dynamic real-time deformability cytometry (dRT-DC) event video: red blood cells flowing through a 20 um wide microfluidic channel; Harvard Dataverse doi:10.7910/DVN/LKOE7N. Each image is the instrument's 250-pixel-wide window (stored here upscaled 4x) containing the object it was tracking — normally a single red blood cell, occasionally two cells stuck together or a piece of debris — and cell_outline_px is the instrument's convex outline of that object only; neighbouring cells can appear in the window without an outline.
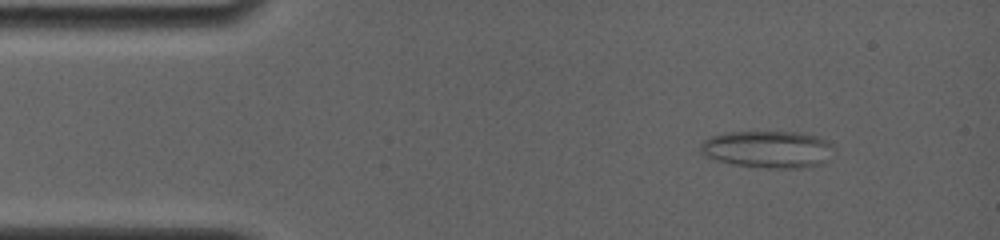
{"species": "common noctule bat (a hibernating species)", "species_latin": "Nyctalus noctula", "temperature_condition": "room temperature", "stored_images_in_passage": 17, "camera_frame_rate_fps": 4000, "um_per_image_px": 0.085, "animal": {"sex": "female", "body_mass_g": 19.0, "forearm_length_mm": 56.7}, "frame": {"image": 1, "passage_image": 4, "time_ms": 1.75, "image_size_px": [1000, 240], "cell_outline_px": [[832, 148], [828, 160], [824, 164], [800, 168], [768, 168], [732, 164], [716, 160], [700, 152], [700, 144], [704, 140], [712, 136], [724, 132], [800, 132], [820, 136], [828, 140], [832, 144]], "centroid_in_image_um": [65.3, 12.68], "position_along_channel_um": 19.7, "area_um2": 29.07}}
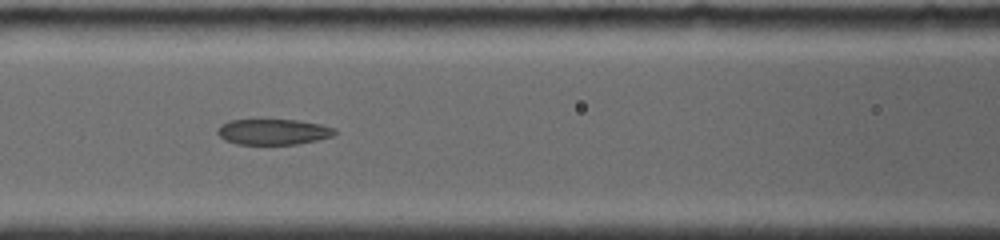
{"frame": {"image": 2, "passage_image": 12, "time_ms": 6.75, "image_size_px": [1000, 240], "cell_outline_px": [[336, 132], [332, 136], [316, 140], [296, 144], [236, 144], [224, 140], [216, 132], [220, 124], [228, 120], [260, 116], [296, 120], [320, 124], [336, 128]], "centroid_in_image_um": [23.14, 11.14], "position_along_channel_um": 143.5, "area_um2": 18.5}}
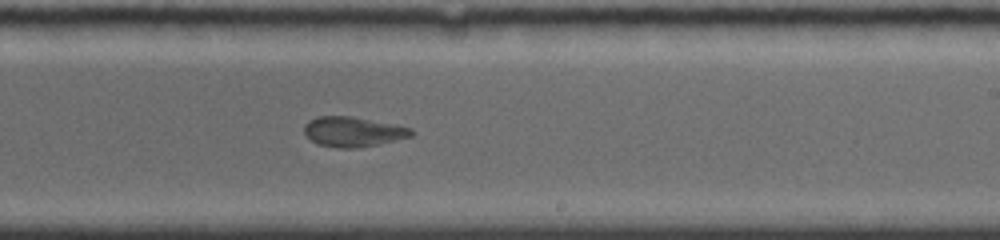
{"frame": {"image": 3, "passage_image": 17, "time_ms": 9.75, "image_size_px": [1000, 240], "cell_outline_px": [[412, 136], [376, 144], [356, 148], [336, 148], [316, 144], [304, 132], [304, 124], [308, 120], [316, 116], [352, 116], [412, 128]], "centroid_in_image_um": [29.95, 11.19], "position_along_channel_um": 259.1, "area_um2": 18.55}}